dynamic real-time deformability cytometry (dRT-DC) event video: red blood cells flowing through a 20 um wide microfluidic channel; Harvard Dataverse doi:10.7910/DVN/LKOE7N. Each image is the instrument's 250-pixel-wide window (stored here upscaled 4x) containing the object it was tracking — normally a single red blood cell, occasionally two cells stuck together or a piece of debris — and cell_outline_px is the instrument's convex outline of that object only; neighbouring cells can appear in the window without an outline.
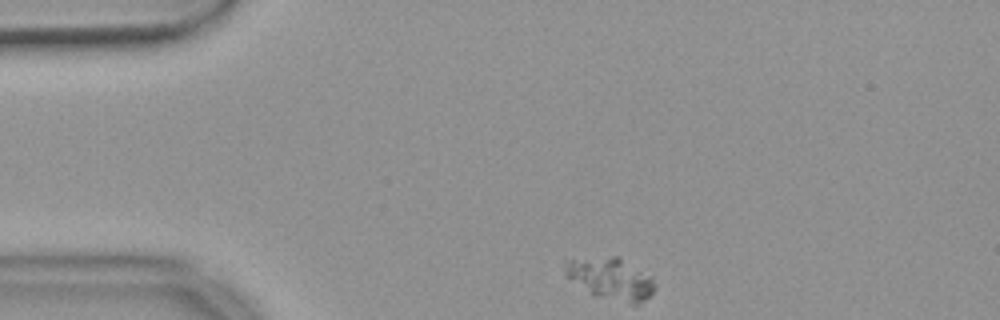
{"species": "common noctule bat (a hibernating species)", "species_latin": "Nyctalus noctula", "temperature_condition": "warm", "stored_images_in_passage": 36, "camera_frame_rate_fps": 3000, "um_per_image_px": 0.085, "animal": {"sex": "female", "body_mass_g": 18.4}, "frame": {"image": 1, "passage_image": 1, "time_ms": 0.0, "image_size_px": [1000, 320], "cell_outline_px": [[656, 288], [648, 296], [636, 304], [632, 304], [592, 296], [568, 276], [564, 272], [564, 260], [612, 256], [616, 256], [652, 276], [656, 284]], "centroid_in_image_um": [51.91, 23.69], "position_along_channel_um": 33.1, "area_um2": 21.73}}